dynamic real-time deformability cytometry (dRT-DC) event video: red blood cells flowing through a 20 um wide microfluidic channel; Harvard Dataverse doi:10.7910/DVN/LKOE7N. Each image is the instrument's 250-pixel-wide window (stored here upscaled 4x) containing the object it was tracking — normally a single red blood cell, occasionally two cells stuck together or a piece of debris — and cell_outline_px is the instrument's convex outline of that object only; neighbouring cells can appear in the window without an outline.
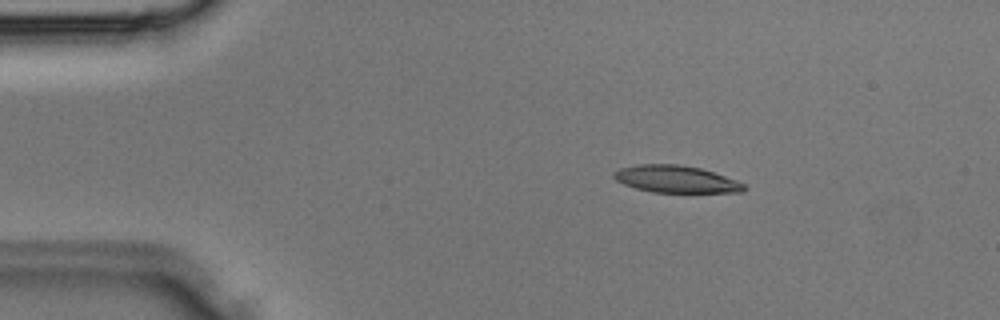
{"species": "Egyptian fruit bat (a non-hibernating species)", "species_latin": "Rousettus aegyptiacus", "temperature_condition": "room temperature", "stored_images_in_passage": 35, "camera_frame_rate_fps": 3000, "um_per_image_px": 0.085, "animal": {"sex": "male"}, "frame": {"image": 1, "passage_image": 6, "time_ms": 1.667, "image_size_px": [1000, 320], "cell_outline_px": [[748, 188], [744, 192], [652, 192], [636, 188], [624, 184], [616, 180], [612, 176], [612, 172], [620, 168], [636, 164], [680, 164], [700, 168], [736, 180], [744, 184]], "centroid_in_image_um": [57.43, 15.22], "position_along_channel_um": 27.6, "area_um2": 20.58}}
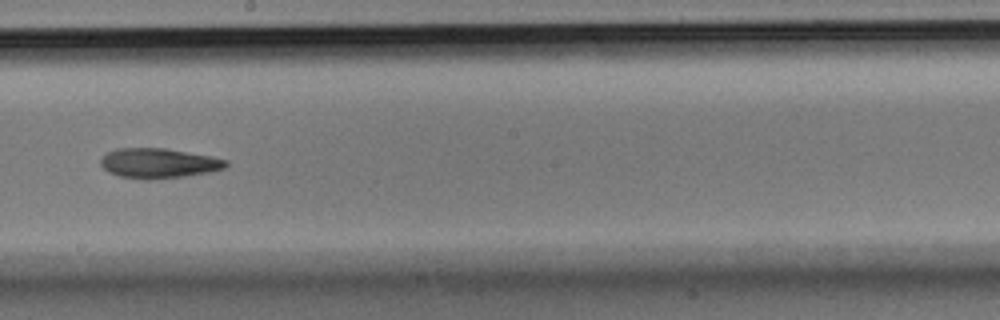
{"frame": {"image": 2, "passage_image": 20, "time_ms": 6.333, "image_size_px": [1000, 320], "cell_outline_px": [[228, 164], [224, 168], [208, 172], [184, 176], [148, 180], [144, 180], [120, 176], [108, 172], [100, 164], [100, 160], [108, 152], [116, 148], [164, 148], [208, 156], [228, 160]], "centroid_in_image_um": [13.44, 13.88], "position_along_channel_um": 234.8, "area_um2": 21.62}}
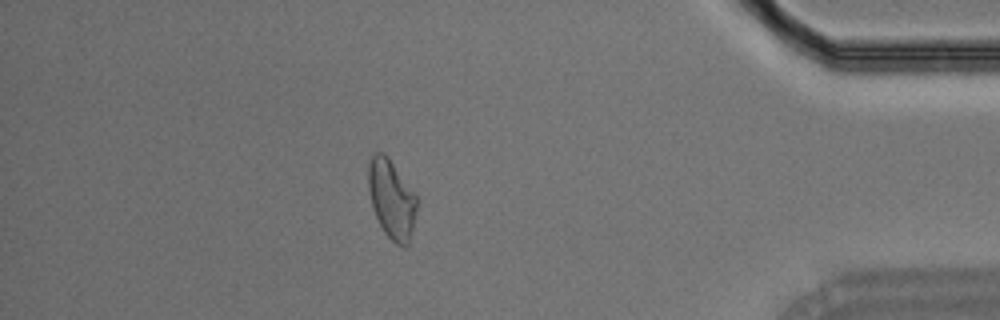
{"frame": {"image": 3, "passage_image": 31, "time_ms": 10.0, "image_size_px": [1000, 320], "cell_outline_px": [[416, 212], [408, 244], [404, 248], [396, 244], [384, 232], [372, 208], [368, 188], [368, 164], [372, 156], [376, 152], [384, 152], [388, 156], [416, 196]], "centroid_in_image_um": [33.26, 16.91], "position_along_channel_um": 401.9, "area_um2": 22.02}}